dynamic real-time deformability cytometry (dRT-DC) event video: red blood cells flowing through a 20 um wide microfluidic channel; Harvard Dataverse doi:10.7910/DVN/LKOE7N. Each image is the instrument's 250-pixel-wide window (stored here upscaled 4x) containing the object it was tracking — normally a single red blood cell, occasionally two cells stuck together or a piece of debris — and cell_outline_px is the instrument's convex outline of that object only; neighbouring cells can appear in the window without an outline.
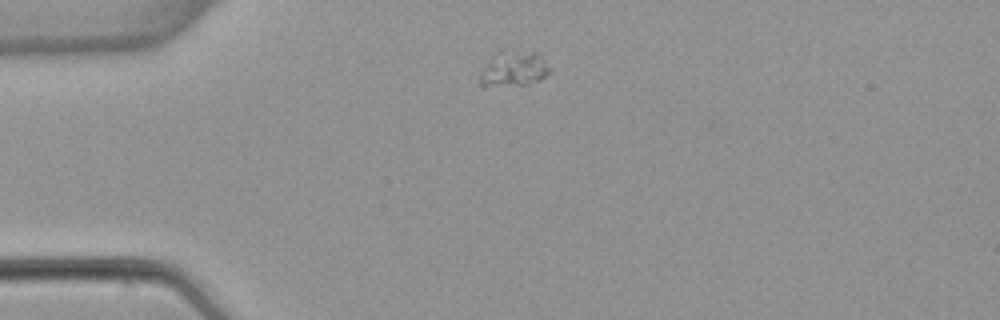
{"species": "common noctule bat (a hibernating species)", "species_latin": "Nyctalus noctula", "temperature_condition": "warm", "stored_images_in_passage": 2, "camera_frame_rate_fps": 3000, "um_per_image_px": 0.085, "animal": {"sex": "female", "body_mass_g": 22.7, "forearm_length_mm": 54.2}, "frame": {"image": 1, "passage_image": 2, "time_ms": 1.333, "image_size_px": [1000, 320], "cell_outline_px": [[552, 72], [540, 80], [528, 84], [484, 88], [480, 84], [480, 72], [492, 56], [500, 48], [504, 48], [536, 52], [552, 68]], "centroid_in_image_um": [43.66, 5.84], "position_along_channel_um": 41.3, "area_um2": 15.09}}